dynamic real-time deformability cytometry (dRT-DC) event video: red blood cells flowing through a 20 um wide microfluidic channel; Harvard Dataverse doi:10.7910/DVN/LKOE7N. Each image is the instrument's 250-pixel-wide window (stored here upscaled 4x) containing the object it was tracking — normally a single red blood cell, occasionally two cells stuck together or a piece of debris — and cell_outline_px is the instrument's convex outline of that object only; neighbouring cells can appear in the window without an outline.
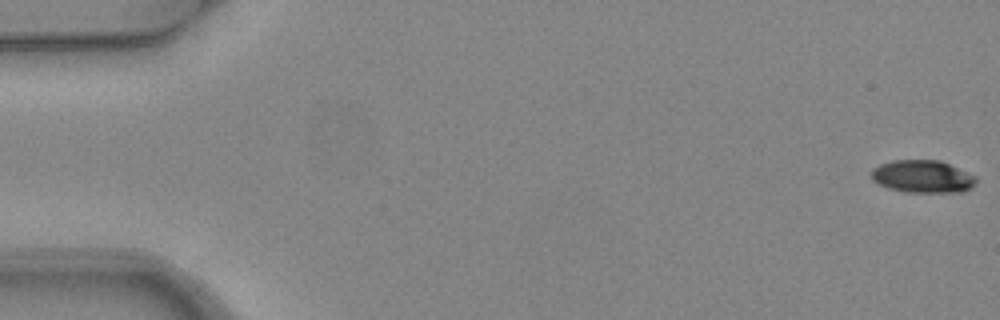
{"species": "common noctule bat (a hibernating species)", "species_latin": "Nyctalus noctula", "temperature_condition": "warm", "stored_images_in_passage": 4, "camera_frame_rate_fps": 3000, "um_per_image_px": 0.085, "animal": {"sex": "female", "body_mass_g": 24.6, "forearm_length_mm": 56.2}, "frame": {"image": 1, "passage_image": 1, "time_ms": 0.0, "image_size_px": [1000, 320], "cell_outline_px": [[976, 180], [964, 192], [908, 192], [888, 188], [876, 184], [868, 176], [868, 172], [872, 168], [880, 164], [892, 160], [940, 160], [976, 176]], "centroid_in_image_um": [78.32, 15.0], "position_along_channel_um": 6.7, "area_um2": 20.06}}